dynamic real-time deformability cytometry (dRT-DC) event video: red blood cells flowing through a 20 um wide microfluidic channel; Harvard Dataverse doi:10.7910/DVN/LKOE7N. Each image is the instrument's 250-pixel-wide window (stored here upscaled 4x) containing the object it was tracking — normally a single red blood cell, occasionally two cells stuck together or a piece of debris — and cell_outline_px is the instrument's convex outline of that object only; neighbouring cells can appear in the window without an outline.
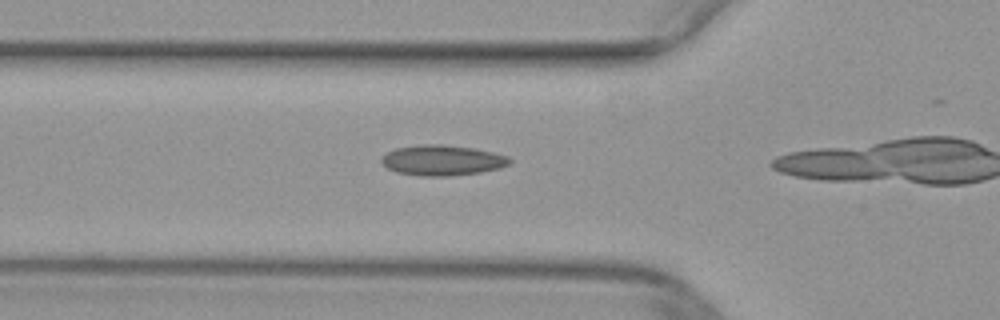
{"species": "common noctule bat (a hibernating species)", "species_latin": "Nyctalus noctula", "temperature_condition": "warm", "stored_images_in_passage": 16, "camera_frame_rate_fps": 3000, "um_per_image_px": 0.085, "animal": {"sex": "female", "body_mass_g": 29.2, "forearm_length_mm": 56.3}, "frame": {"image": 1, "passage_image": 13, "time_ms": 4.0, "image_size_px": [1000, 320], "cell_outline_px": [[512, 160], [508, 164], [500, 168], [480, 172], [452, 176], [420, 176], [396, 172], [388, 168], [380, 160], [388, 152], [396, 148], [424, 144], [440, 144], [472, 148], [492, 152], [508, 156]], "centroid_in_image_um": [37.6, 13.63], "position_along_channel_um": 88.2, "area_um2": 22.54}}